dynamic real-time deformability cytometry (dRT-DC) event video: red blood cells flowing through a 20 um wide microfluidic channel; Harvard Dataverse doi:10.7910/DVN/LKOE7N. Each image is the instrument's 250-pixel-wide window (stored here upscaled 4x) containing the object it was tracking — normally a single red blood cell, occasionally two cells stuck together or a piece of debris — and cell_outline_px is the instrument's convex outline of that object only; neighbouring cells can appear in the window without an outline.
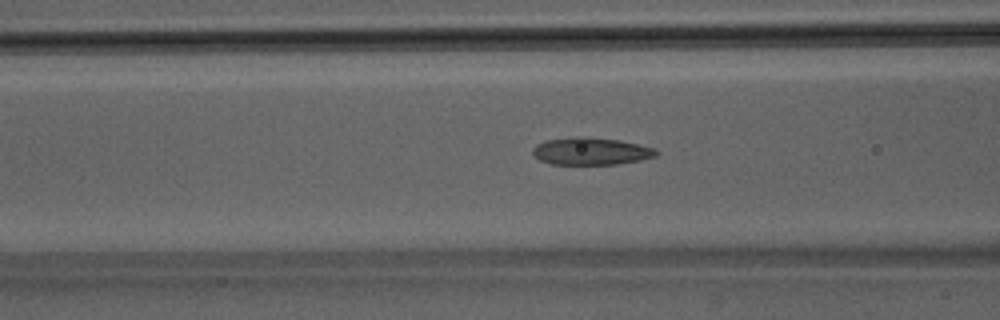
{"species": "Egyptian fruit bat (a non-hibernating species)", "species_latin": "Rousettus aegyptiacus", "temperature_condition": "room temperature", "stored_images_in_passage": 34, "camera_frame_rate_fps": 3000, "um_per_image_px": 0.085, "animal": {"sex": "male"}, "frame": {"image": 1, "passage_image": 4, "time_ms": 1.0, "image_size_px": [1000, 320], "cell_outline_px": [[660, 152], [656, 156], [640, 160], [616, 164], [552, 164], [540, 160], [532, 152], [532, 148], [536, 144], [544, 140], [576, 136], [584, 136], [620, 140], [656, 148]], "centroid_in_image_um": [50.24, 12.84], "position_along_channel_um": 116.4, "area_um2": 19.83}}
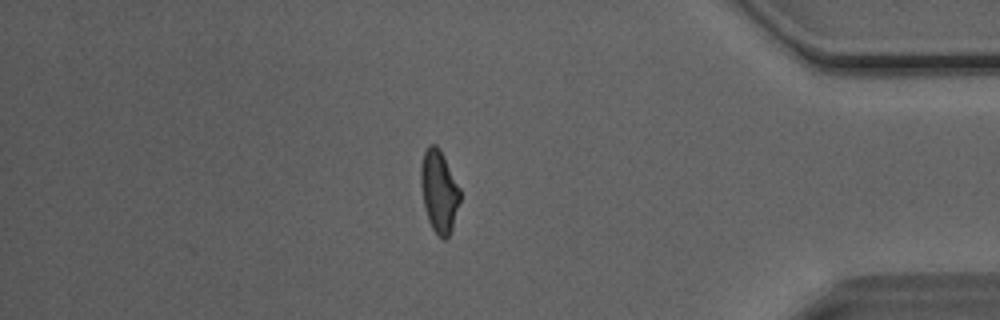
{"frame": {"image": 2, "passage_image": 27, "time_ms": 8.667, "image_size_px": [1000, 320], "cell_outline_px": [[460, 200], [452, 228], [448, 236], [444, 240], [432, 228], [428, 220], [424, 208], [420, 184], [420, 164], [424, 152], [428, 144], [436, 144], [440, 148], [460, 188]], "centroid_in_image_um": [37.3, 16.21], "position_along_channel_um": 397.9, "area_um2": 18.9}}
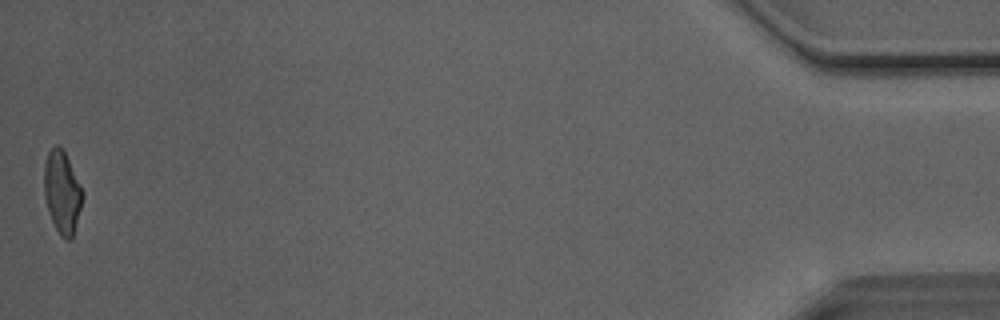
{"frame": {"image": 3, "passage_image": 34, "time_ms": 11.0, "image_size_px": [1000, 320], "cell_outline_px": [[84, 196], [72, 240], [64, 240], [60, 236], [48, 212], [44, 196], [44, 164], [48, 152], [56, 144], [60, 144], [64, 148], [84, 192]], "centroid_in_image_um": [5.29, 16.31], "position_along_channel_um": 429.9, "area_um2": 18.9}}